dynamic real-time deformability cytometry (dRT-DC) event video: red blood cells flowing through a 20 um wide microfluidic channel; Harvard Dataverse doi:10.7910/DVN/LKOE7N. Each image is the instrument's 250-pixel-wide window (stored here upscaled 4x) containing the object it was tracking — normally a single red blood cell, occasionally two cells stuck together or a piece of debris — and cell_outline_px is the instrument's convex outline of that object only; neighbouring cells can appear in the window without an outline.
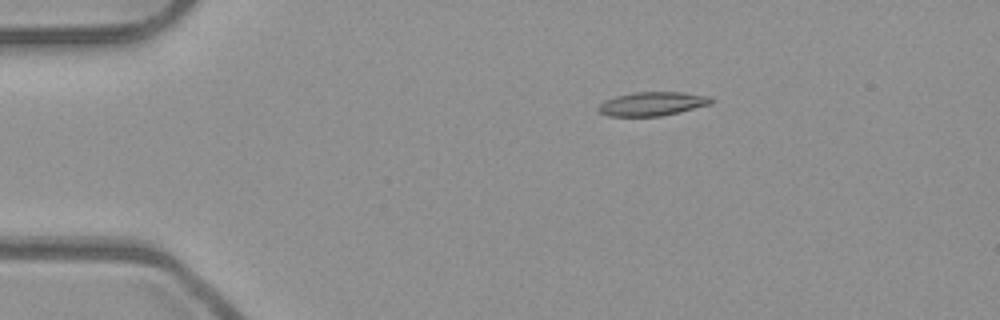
{"species": "common noctule bat (a hibernating species)", "species_latin": "Nyctalus noctula", "temperature_condition": "room temperature", "stored_images_in_passage": 44, "camera_frame_rate_fps": 3000, "um_per_image_px": 0.085, "animal": {"sex": "male", "body_mass_g": 23.1, "forearm_length_mm": 52.7}, "frame": {"image": 1, "passage_image": 1, "time_ms": 0.0, "image_size_px": [1000, 320], "cell_outline_px": [[712, 104], [680, 112], [660, 116], [608, 116], [600, 112], [596, 108], [604, 100], [616, 96], [632, 92], [684, 92], [708, 96], [712, 100]], "centroid_in_image_um": [55.43, 8.82], "position_along_channel_um": 29.6, "area_um2": 15.72}}
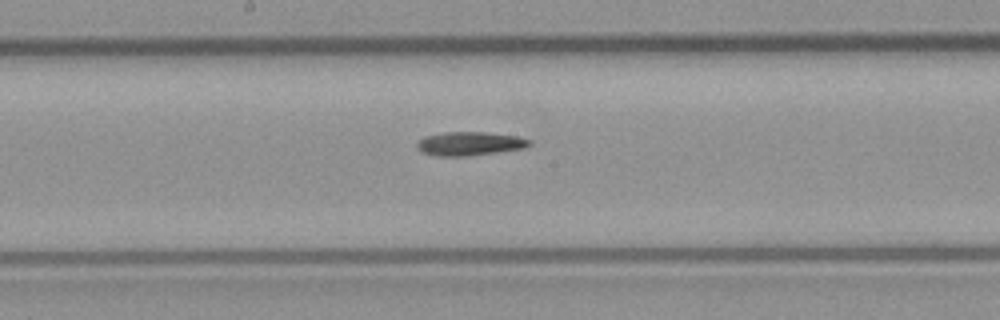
{"frame": {"image": 2, "passage_image": 19, "time_ms": 6.0, "image_size_px": [1000, 320], "cell_outline_px": [[532, 144], [524, 148], [496, 152], [464, 156], [440, 156], [424, 152], [416, 148], [416, 144], [424, 136], [444, 132], [484, 132], [516, 136], [532, 140]], "centroid_in_image_um": [39.93, 12.2], "position_along_channel_um": 208.3, "area_um2": 15.37}}
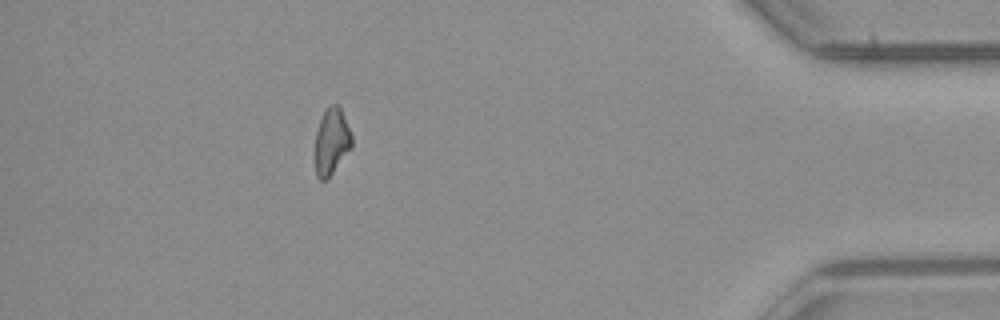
{"frame": {"image": 3, "passage_image": 38, "time_ms": 12.333, "image_size_px": [1000, 320], "cell_outline_px": [[352, 148], [328, 180], [320, 180], [316, 176], [316, 132], [320, 120], [324, 112], [332, 104], [336, 104], [340, 108], [344, 116], [352, 136]], "centroid_in_image_um": [28.2, 12.08], "position_along_channel_um": 407.0, "area_um2": 14.16}}